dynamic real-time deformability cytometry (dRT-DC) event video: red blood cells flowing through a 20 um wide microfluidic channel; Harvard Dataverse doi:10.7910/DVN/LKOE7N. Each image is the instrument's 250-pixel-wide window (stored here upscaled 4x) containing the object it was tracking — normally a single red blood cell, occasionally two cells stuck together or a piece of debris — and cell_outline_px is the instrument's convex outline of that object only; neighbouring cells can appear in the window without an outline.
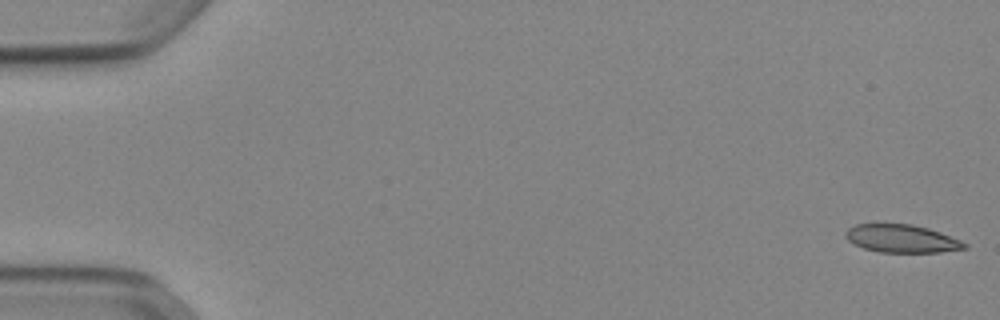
{"species": "Egyptian fruit bat (a non-hibernating species)", "species_latin": "Rousettus aegyptiacus", "temperature_condition": "cold", "stored_images_in_passage": 52, "camera_frame_rate_fps": 3000, "um_per_image_px": 0.085, "animal": {"sex": "female"}, "frame": {"image": 1, "passage_image": 1, "time_ms": 0.0, "image_size_px": [1000, 320], "cell_outline_px": [[968, 248], [940, 252], [880, 252], [864, 248], [848, 240], [844, 236], [844, 232], [848, 228], [856, 224], [912, 224], [928, 228], [940, 232], [960, 240], [968, 244]], "centroid_in_image_um": [76.65, 20.28], "position_along_channel_um": 8.3, "area_um2": 19.31}}
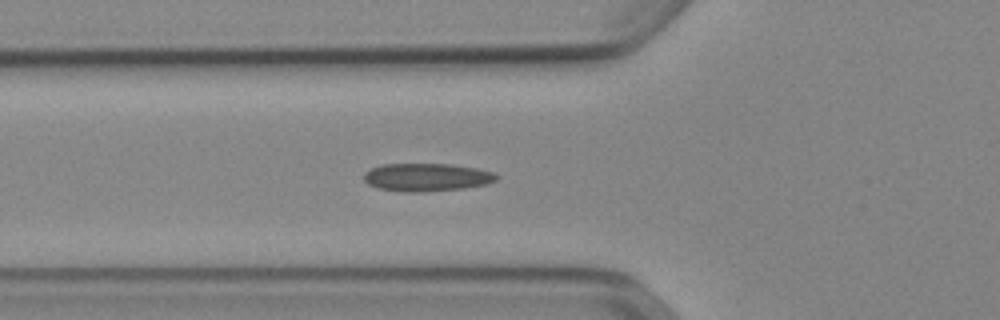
{"frame": {"image": 2, "passage_image": 19, "time_ms": 6.0, "image_size_px": [1000, 320], "cell_outline_px": [[500, 176], [496, 180], [484, 184], [464, 188], [416, 192], [408, 192], [380, 188], [368, 184], [364, 180], [364, 172], [380, 164], [452, 164], [476, 168], [492, 172]], "centroid_in_image_um": [36.26, 15.05], "position_along_channel_um": 89.5, "area_um2": 21.39}}
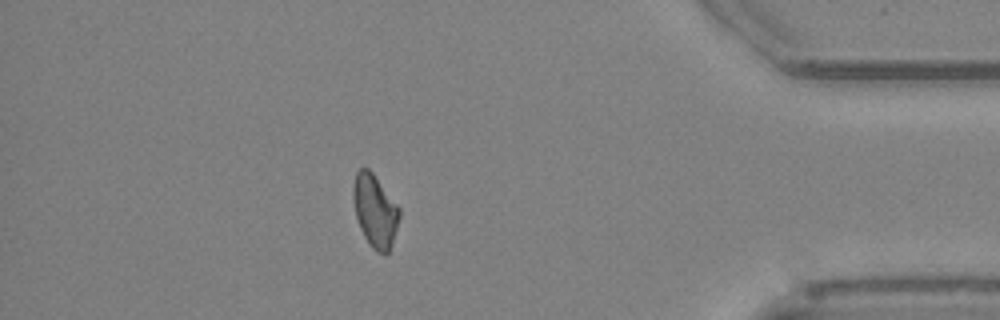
{"frame": {"image": 3, "passage_image": 46, "time_ms": 15.0, "image_size_px": [1000, 320], "cell_outline_px": [[400, 216], [392, 244], [388, 252], [384, 256], [376, 252], [368, 244], [360, 228], [356, 216], [352, 196], [352, 188], [356, 172], [360, 168], [368, 168], [372, 172], [400, 208]], "centroid_in_image_um": [31.87, 17.94], "position_along_channel_um": 403.3, "area_um2": 19.65}, "authors_computed_cell_mechanics": {"area_um2": 20.23, "velocity_mm_per_s": 3.9044, "shape_relaxation_time_tau1_ms": null, "shape_relaxation_time_tau2_ms": 4.1792, "deformation_change_tau1": null, "deformation_change_tau2": 0.111}}